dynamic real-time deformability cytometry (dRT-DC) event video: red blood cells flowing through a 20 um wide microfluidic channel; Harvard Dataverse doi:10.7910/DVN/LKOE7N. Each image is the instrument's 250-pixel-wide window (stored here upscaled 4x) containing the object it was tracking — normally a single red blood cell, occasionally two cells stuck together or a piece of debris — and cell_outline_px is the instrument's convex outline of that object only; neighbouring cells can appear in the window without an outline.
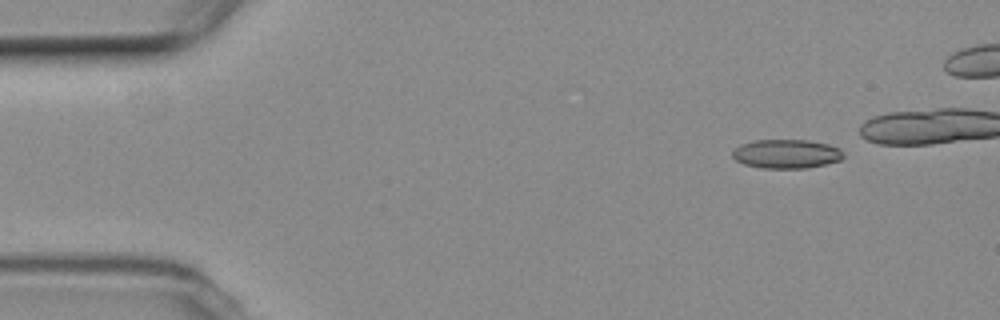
{"species": "common noctule bat (a hibernating species)", "species_latin": "Nyctalus noctula", "temperature_condition": "room temperature", "stored_images_in_passage": 34, "camera_frame_rate_fps": 3000, "um_per_image_px": 0.085, "animal": {"sex": "female", "body_mass_g": 19.3, "forearm_length_mm": 54.1}, "frame": {"image": 1, "passage_image": 1, "time_ms": 0.0, "image_size_px": [1000, 320], "cell_outline_px": [[844, 156], [840, 160], [808, 168], [760, 168], [744, 164], [736, 160], [732, 156], [732, 152], [740, 144], [752, 140], [808, 140], [828, 144], [840, 148]], "centroid_in_image_um": [66.83, 13.07], "position_along_channel_um": 18.2, "area_um2": 18.79}}
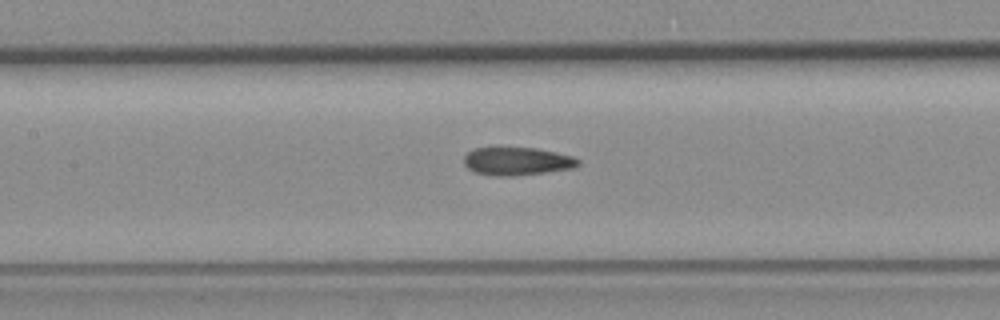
{"frame": {"image": 2, "passage_image": 20, "time_ms": 6.333, "image_size_px": [1000, 320], "cell_outline_px": [[580, 164], [572, 168], [544, 172], [512, 176], [492, 176], [476, 172], [468, 168], [464, 164], [464, 156], [468, 152], [476, 148], [536, 148], [556, 152], [572, 156], [580, 160]], "centroid_in_image_um": [43.95, 13.71], "position_along_channel_um": 163.5, "area_um2": 18.5}}
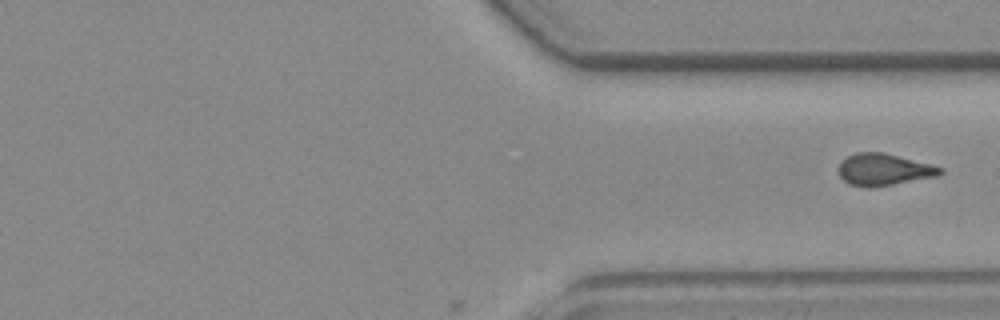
{"frame": {"image": 3, "passage_image": 34, "time_ms": 11.0, "image_size_px": [1000, 320], "cell_outline_px": [[944, 172], [940, 176], [868, 188], [864, 188], [848, 184], [840, 176], [840, 164], [848, 156], [856, 152], [880, 152], [944, 168]], "centroid_in_image_um": [75.13, 14.44], "position_along_channel_um": 336.3, "area_um2": 18.55}}